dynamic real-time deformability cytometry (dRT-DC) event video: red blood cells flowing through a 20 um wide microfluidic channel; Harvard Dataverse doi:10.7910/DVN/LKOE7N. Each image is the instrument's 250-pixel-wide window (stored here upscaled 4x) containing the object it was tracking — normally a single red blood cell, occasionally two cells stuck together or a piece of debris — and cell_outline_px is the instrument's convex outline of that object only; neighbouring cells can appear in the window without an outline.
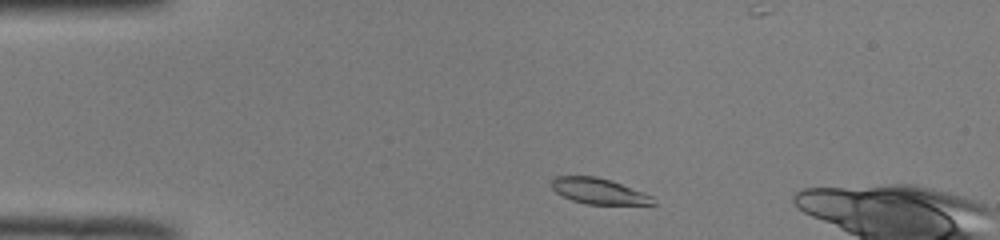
{"species": "common noctule bat (a hibernating species)", "species_latin": "Nyctalus noctula", "temperature_condition": "room temperature", "stored_images_in_passage": 42, "camera_frame_rate_fps": 3000, "um_per_image_px": 0.085, "animal": {"sex": "male", "body_mass_g": 19.0, "forearm_length_mm": 50.8}, "frame": {"image": 1, "passage_image": 1, "time_ms": 0.0, "image_size_px": [1000, 240], "cell_outline_px": [[656, 204], [588, 204], [572, 200], [556, 192], [552, 188], [552, 180], [556, 176], [596, 176], [612, 180], [652, 196]], "centroid_in_image_um": [50.89, 16.23], "position_along_channel_um": 34.1, "area_um2": 15.03}}
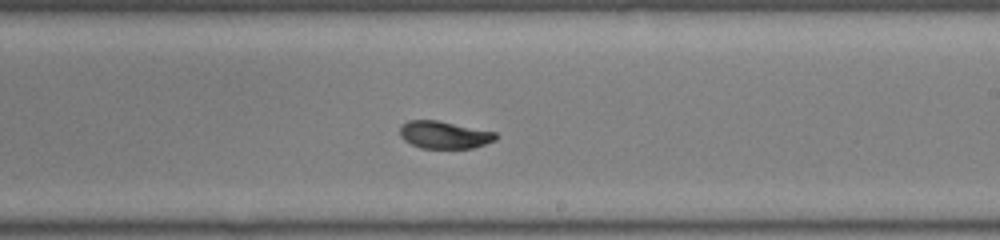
{"frame": {"image": 2, "passage_image": 21, "time_ms": 6.667, "image_size_px": [1000, 240], "cell_outline_px": [[496, 140], [472, 148], [420, 148], [404, 140], [400, 136], [400, 128], [408, 120], [436, 120], [496, 132]], "centroid_in_image_um": [37.75, 11.46], "position_along_channel_um": 251.3, "area_um2": 15.14}}
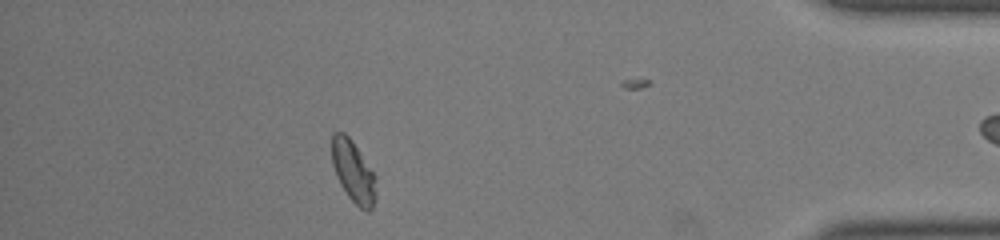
{"frame": {"image": 3, "passage_image": 36, "time_ms": 11.667, "image_size_px": [1000, 240], "cell_outline_px": [[376, 196], [372, 208], [368, 212], [360, 208], [348, 196], [340, 184], [336, 176], [332, 164], [332, 132], [344, 132], [352, 140], [376, 176]], "centroid_in_image_um": [30.03, 14.58], "position_along_channel_um": 405.2, "area_um2": 15.95}, "authors_computed_cell_mechanics": {"area_um2": 16.0106, "velocity_mm_per_s": 3.9554, "shape_relaxation_time_tau1_ms": 2.7999, "shape_relaxation_time_tau2_ms": 1.1147, "deformation_change_tau1": 0.1417, "deformation_change_tau2": 0.0371}}